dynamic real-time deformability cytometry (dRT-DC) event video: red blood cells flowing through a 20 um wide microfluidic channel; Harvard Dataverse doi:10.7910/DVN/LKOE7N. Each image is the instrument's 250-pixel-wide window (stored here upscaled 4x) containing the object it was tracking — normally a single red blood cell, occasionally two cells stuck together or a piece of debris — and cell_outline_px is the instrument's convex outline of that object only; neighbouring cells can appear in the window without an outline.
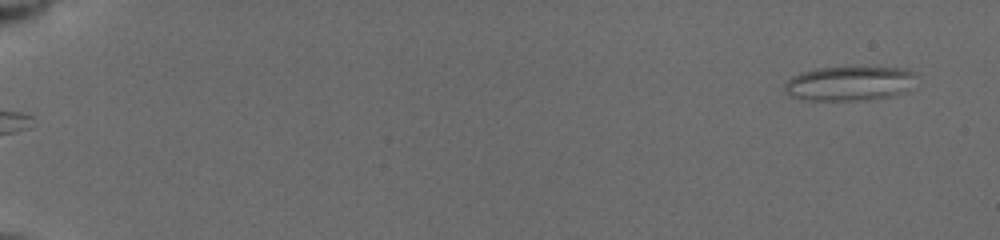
{"species": "common noctule bat (a hibernating species)", "species_latin": "Nyctalus noctula", "temperature_condition": "cold", "stored_images_in_passage": 15, "camera_frame_rate_fps": 3000, "um_per_image_px": 0.085, "animal": {"sex": "female", "body_mass_g": 19.5, "forearm_length_mm": 54.1}, "frame": {"image": 1, "passage_image": 1, "time_ms": 0.0, "image_size_px": [1000, 240], "cell_outline_px": [[916, 72], [900, 92], [888, 96], [860, 100], [804, 100], [792, 96], [784, 92], [784, 84], [792, 76], [804, 72], [820, 68], [904, 68]], "centroid_in_image_um": [72.05, 7.1], "position_along_channel_um": 12.9, "area_um2": 25.37}}
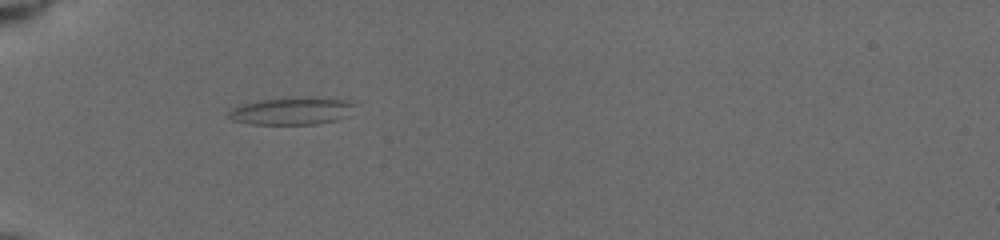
{"frame": {"image": 2, "passage_image": 11, "time_ms": 5.333, "image_size_px": [1000, 240], "cell_outline_px": [[352, 104], [348, 116], [336, 120], [316, 124], [248, 124], [232, 120], [228, 116], [228, 112], [232, 108], [244, 104], [260, 100], [340, 100]], "centroid_in_image_um": [24.67, 9.51], "position_along_channel_um": 60.3, "area_um2": 18.67}}
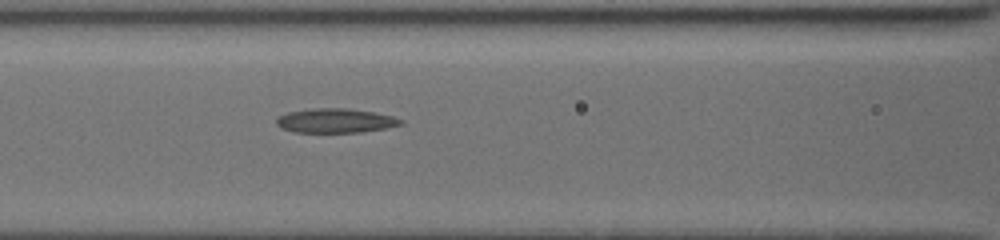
{"frame": {"image": 3, "passage_image": 15, "time_ms": 7.667, "image_size_px": [1000, 240], "cell_outline_px": [[404, 124], [364, 132], [292, 132], [276, 124], [276, 120], [280, 116], [288, 112], [316, 108], [348, 108], [372, 112], [392, 116], [404, 120]], "centroid_in_image_um": [28.54, 10.26], "position_along_channel_um": 138.1, "area_um2": 17.46}}